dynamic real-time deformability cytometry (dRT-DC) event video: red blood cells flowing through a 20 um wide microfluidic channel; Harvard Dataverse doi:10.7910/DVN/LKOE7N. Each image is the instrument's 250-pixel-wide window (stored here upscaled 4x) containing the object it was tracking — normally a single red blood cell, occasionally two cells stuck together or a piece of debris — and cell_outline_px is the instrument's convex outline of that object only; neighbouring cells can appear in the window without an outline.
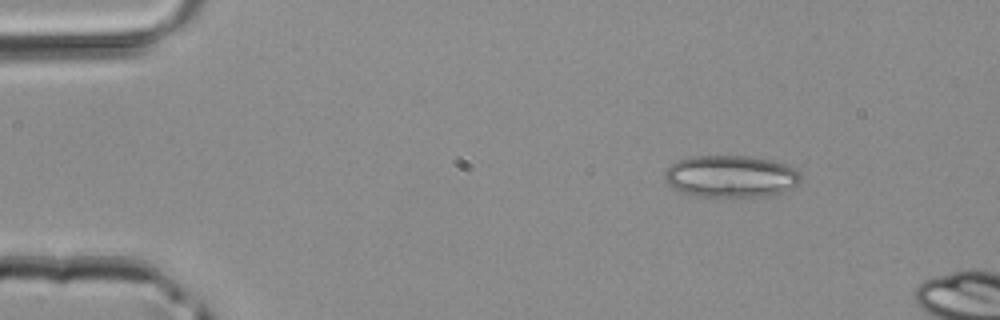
{"species": "common noctule bat (a hibernating species)", "species_latin": "Nyctalus noctula", "temperature_condition": "room temperature", "stored_images_in_passage": 4, "camera_frame_rate_fps": 3000, "um_per_image_px": 0.085, "animal": {"sex": "male", "body_mass_g": 20.4}, "frame": {"image": 1, "passage_image": 1, "time_ms": 0.0, "image_size_px": [1000, 320], "cell_outline_px": [[800, 184], [784, 192], [768, 196], [732, 200], [728, 200], [696, 196], [684, 192], [668, 184], [664, 176], [664, 172], [672, 164], [680, 160], [692, 156], [748, 156], [768, 160], [784, 164], [800, 172]], "centroid_in_image_um": [62.15, 15.05], "position_along_channel_um": 22.9, "area_um2": 34.1}}